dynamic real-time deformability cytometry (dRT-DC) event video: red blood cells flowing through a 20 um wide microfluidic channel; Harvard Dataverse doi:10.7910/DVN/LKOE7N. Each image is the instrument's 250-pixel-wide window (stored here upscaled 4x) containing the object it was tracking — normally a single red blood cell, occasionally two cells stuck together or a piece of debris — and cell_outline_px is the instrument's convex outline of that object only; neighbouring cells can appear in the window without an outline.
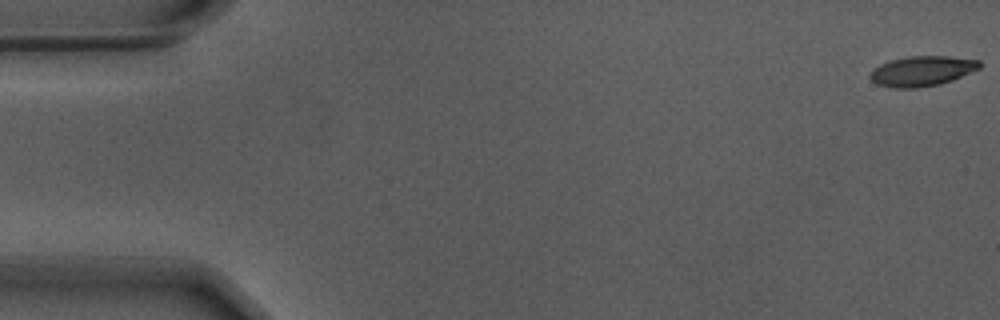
{"species": "Egyptian fruit bat (a non-hibernating species)", "species_latin": "Rousettus aegyptiacus", "temperature_condition": "warm", "stored_images_in_passage": 42, "camera_frame_rate_fps": 3000, "um_per_image_px": 0.085, "animal": {"sex": "male"}, "frame": {"image": 1, "passage_image": 1, "time_ms": 0.0, "image_size_px": [1000, 320], "cell_outline_px": [[980, 68], [952, 80], [940, 84], [916, 88], [892, 88], [876, 84], [868, 76], [880, 64], [892, 60], [908, 56], [948, 56], [980, 60]], "centroid_in_image_um": [78.37, 6.04], "position_along_channel_um": 6.6, "area_um2": 19.07}}
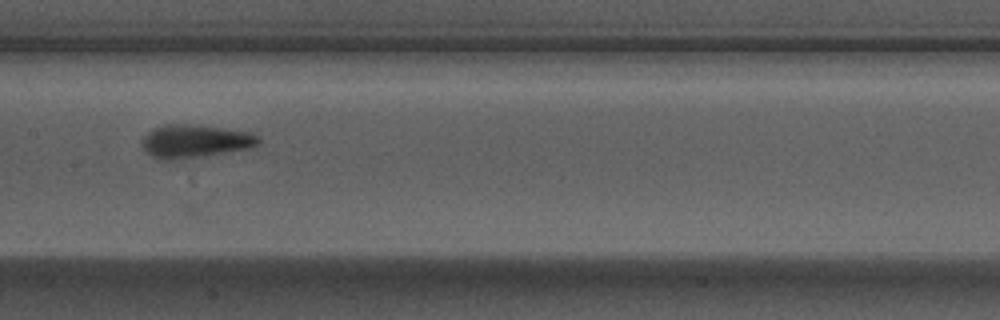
{"frame": {"image": 2, "passage_image": 28, "time_ms": 9.0, "image_size_px": [1000, 320], "cell_outline_px": [[260, 144], [252, 148], [172, 160], [164, 160], [152, 156], [144, 148], [144, 136], [148, 132], [164, 124], [180, 124], [220, 128], [248, 132], [256, 136], [260, 140]], "centroid_in_image_um": [16.59, 12.01], "position_along_channel_um": 190.8, "area_um2": 21.73}}